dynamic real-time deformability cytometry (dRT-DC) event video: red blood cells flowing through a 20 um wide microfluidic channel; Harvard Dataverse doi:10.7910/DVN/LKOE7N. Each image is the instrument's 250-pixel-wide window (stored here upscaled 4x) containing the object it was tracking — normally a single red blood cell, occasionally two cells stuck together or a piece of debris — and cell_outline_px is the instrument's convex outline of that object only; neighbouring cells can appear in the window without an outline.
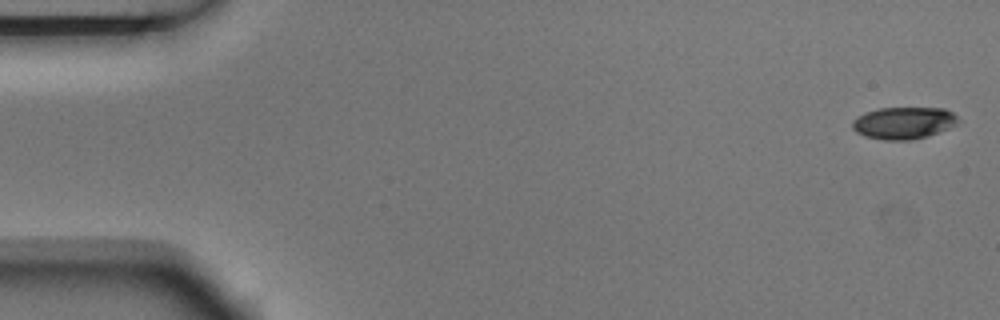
{"species": "Egyptian fruit bat (a non-hibernating species)", "species_latin": "Rousettus aegyptiacus", "temperature_condition": "room temperature", "stored_images_in_passage": 6, "camera_frame_rate_fps": 3000, "um_per_image_px": 0.085, "animal": {"sex": "male"}, "frame": {"image": 1, "passage_image": 1, "time_ms": 0.0, "image_size_px": [1000, 320], "cell_outline_px": [[960, 120], [956, 124], [940, 132], [928, 136], [912, 140], [884, 140], [864, 136], [856, 132], [852, 128], [852, 120], [864, 112], [880, 108], [944, 108], [952, 112]], "centroid_in_image_um": [76.8, 10.45], "position_along_channel_um": 8.2, "area_um2": 19.88}}
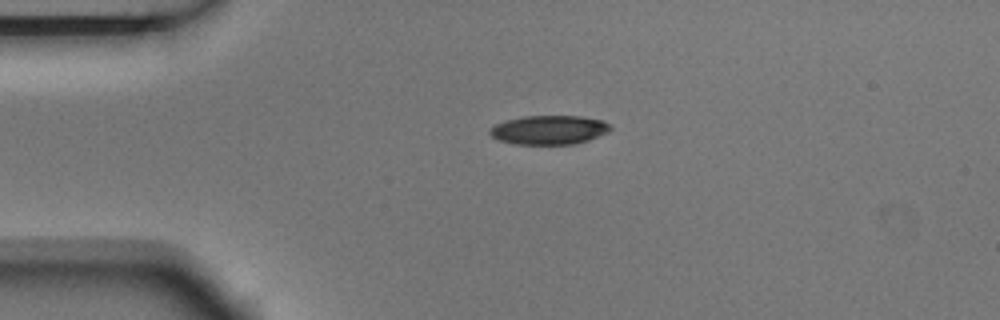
{"frame": {"image": 2, "passage_image": 4, "time_ms": 1.0, "image_size_px": [1000, 320], "cell_outline_px": [[612, 128], [608, 132], [588, 140], [576, 144], [516, 144], [500, 140], [492, 136], [488, 132], [496, 124], [508, 120], [524, 116], [580, 116], [604, 120]], "centroid_in_image_um": [46.71, 11.04], "position_along_channel_um": 38.3, "area_um2": 20.23}}
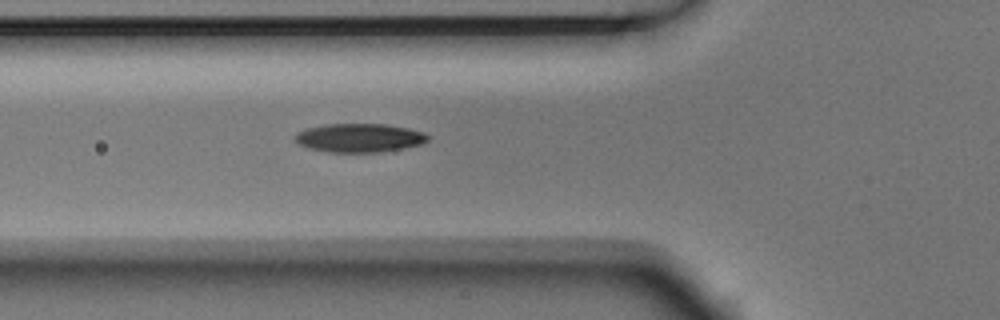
{"frame": {"image": 3, "passage_image": 6, "time_ms": 1.667, "image_size_px": [1000, 320], "cell_outline_px": [[428, 140], [424, 144], [404, 148], [380, 152], [328, 152], [308, 148], [296, 144], [292, 136], [296, 132], [308, 128], [324, 124], [388, 124], [408, 128], [424, 132], [428, 136]], "centroid_in_image_um": [30.51, 11.72], "position_along_channel_um": 95.3, "area_um2": 22.54}}